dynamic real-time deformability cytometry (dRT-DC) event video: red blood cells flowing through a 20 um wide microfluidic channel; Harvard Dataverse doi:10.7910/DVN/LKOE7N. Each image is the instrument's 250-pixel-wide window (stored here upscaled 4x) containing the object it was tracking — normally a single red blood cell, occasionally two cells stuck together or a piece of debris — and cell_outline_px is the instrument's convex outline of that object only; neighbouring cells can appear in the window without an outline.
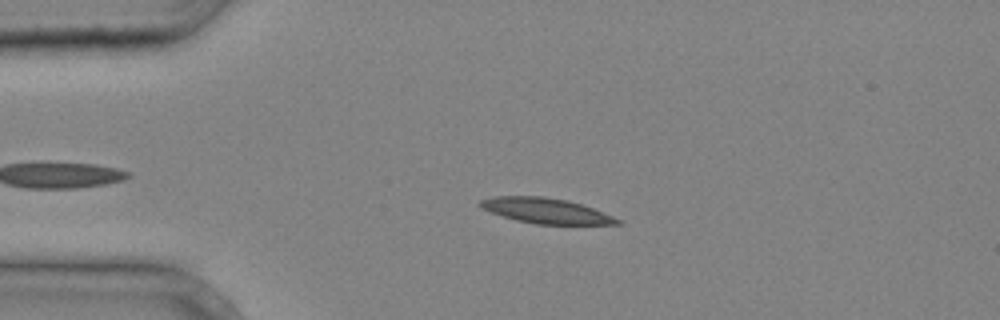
{"species": "common noctule bat (a hibernating species)", "species_latin": "Nyctalus noctula", "temperature_condition": "cold", "stored_images_in_passage": 4, "camera_frame_rate_fps": 3000, "um_per_image_px": 0.085, "animal": {"sex": "male", "body_mass_g": 20.4}, "frame": {"image": 1, "passage_image": 3, "time_ms": 0.667, "image_size_px": [1000, 320], "cell_outline_px": [[620, 224], [536, 224], [516, 220], [492, 212], [476, 204], [480, 200], [492, 196], [544, 196], [568, 200], [592, 208], [612, 216], [620, 220]], "centroid_in_image_um": [46.36, 17.9], "position_along_channel_um": 38.6, "area_um2": 19.94}}
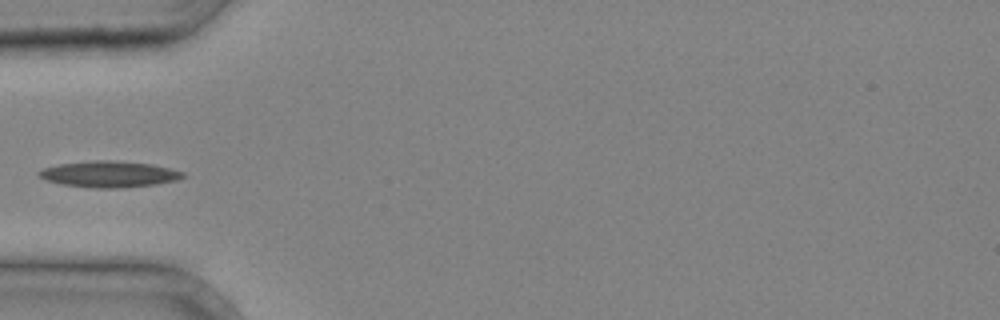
{"frame": {"image": 2, "passage_image": 4, "time_ms": 1.0, "image_size_px": [1000, 320], "cell_outline_px": [[184, 176], [176, 180], [156, 184], [120, 188], [92, 188], [64, 184], [44, 180], [36, 176], [36, 172], [44, 168], [60, 164], [96, 160], [108, 160], [152, 164], [184, 172]], "centroid_in_image_um": [9.23, 14.81], "position_along_channel_um": 75.8, "area_um2": 21.85}}